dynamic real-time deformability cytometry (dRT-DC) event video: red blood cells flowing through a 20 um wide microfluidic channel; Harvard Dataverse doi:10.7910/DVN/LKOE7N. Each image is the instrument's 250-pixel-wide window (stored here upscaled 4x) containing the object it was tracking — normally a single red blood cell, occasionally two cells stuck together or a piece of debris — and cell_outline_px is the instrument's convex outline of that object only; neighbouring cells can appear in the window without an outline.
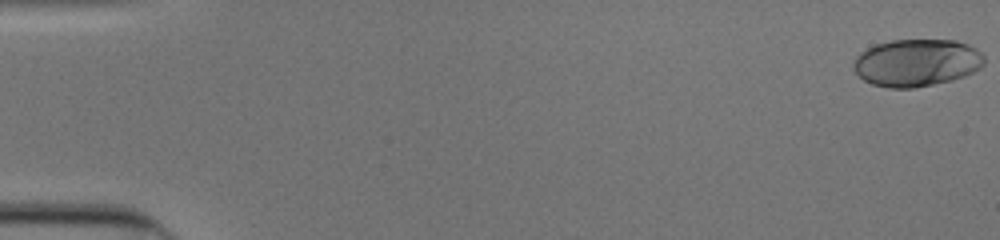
{"species": "human", "species_latin": "Homo sapiens", "temperature_condition": "cold", "stored_images_in_passage": 45, "camera_frame_rate_fps": 3000, "um_per_image_px": 0.085, "donor": {"sex": "male"}, "frame": {"image": 1, "passage_image": 1, "time_ms": 0.0, "image_size_px": [1000, 240], "cell_outline_px": [[984, 64], [980, 68], [964, 76], [952, 80], [912, 88], [888, 88], [872, 84], [864, 80], [852, 68], [852, 64], [856, 56], [860, 52], [876, 44], [892, 40], [956, 40], [968, 44], [976, 48], [984, 56]], "centroid_in_image_um": [77.91, 5.32], "position_along_channel_um": 7.1, "area_um2": 36.13}}
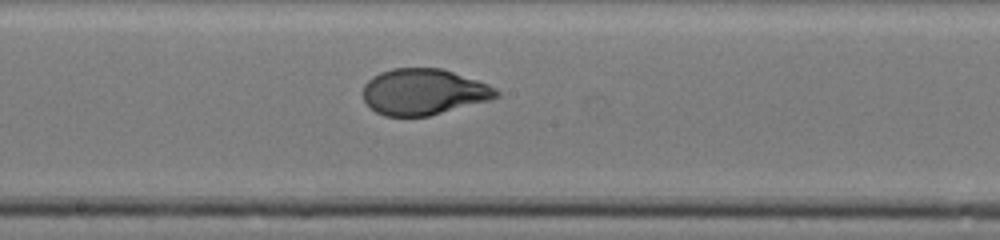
{"frame": {"image": 2, "passage_image": 30, "time_ms": 9.667, "image_size_px": [1000, 240], "cell_outline_px": [[500, 96], [492, 100], [428, 116], [384, 116], [376, 112], [364, 100], [364, 84], [372, 76], [380, 72], [392, 68], [444, 68], [488, 84], [496, 88], [500, 92]], "centroid_in_image_um": [36.05, 7.8], "position_along_channel_um": 212.2, "area_um2": 36.01}}
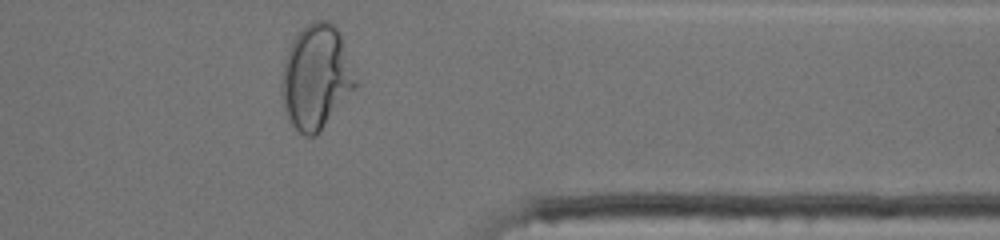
{"frame": {"image": 3, "passage_image": 44, "time_ms": 14.333, "image_size_px": [1000, 240], "cell_outline_px": [[356, 88], [316, 136], [304, 136], [292, 124], [284, 112], [280, 96], [280, 80], [284, 60], [292, 40], [312, 20], [328, 20], [336, 28], [340, 36], [356, 80]], "centroid_in_image_um": [26.82, 6.59], "position_along_channel_um": 384.6, "area_um2": 44.68}, "authors_computed_cell_mechanics": {"area_um2": 36.0094, "velocity_mm_per_s": 3.8944, "shape_relaxation_time_tau1_ms": 4.9238, "shape_relaxation_time_tau2_ms": null, "deformation_change_tau1": 0.2094, "deformation_change_tau2": null}}